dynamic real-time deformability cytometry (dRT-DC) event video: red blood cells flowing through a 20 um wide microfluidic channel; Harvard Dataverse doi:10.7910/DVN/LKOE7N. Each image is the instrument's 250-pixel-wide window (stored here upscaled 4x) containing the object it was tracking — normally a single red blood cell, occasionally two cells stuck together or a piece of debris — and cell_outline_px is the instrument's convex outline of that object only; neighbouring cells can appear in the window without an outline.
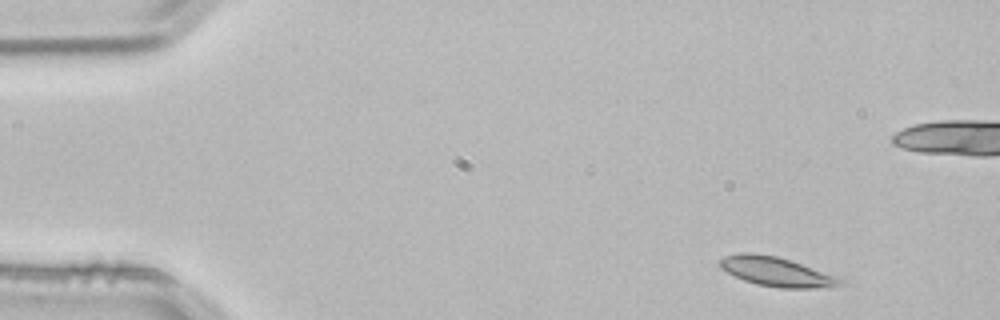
{"species": "common noctule bat (a hibernating species)", "species_latin": "Nyctalus noctula", "temperature_condition": "room temperature", "stored_images_in_passage": 3, "camera_frame_rate_fps": 3000, "um_per_image_px": 0.085, "animal": {"sex": "male", "body_mass_g": 21.5, "forearm_length_mm": 52.0}, "frame": {"image": 1, "passage_image": 1, "time_ms": 0.0, "image_size_px": [1000, 320], "cell_outline_px": [[848, 280], [844, 284], [832, 288], [780, 288], [756, 284], [744, 280], [720, 268], [720, 260], [724, 256], [740, 252], [752, 252], [776, 256], [844, 276]], "centroid_in_image_um": [66.17, 23.1], "position_along_channel_um": 18.8, "area_um2": 21.27}}